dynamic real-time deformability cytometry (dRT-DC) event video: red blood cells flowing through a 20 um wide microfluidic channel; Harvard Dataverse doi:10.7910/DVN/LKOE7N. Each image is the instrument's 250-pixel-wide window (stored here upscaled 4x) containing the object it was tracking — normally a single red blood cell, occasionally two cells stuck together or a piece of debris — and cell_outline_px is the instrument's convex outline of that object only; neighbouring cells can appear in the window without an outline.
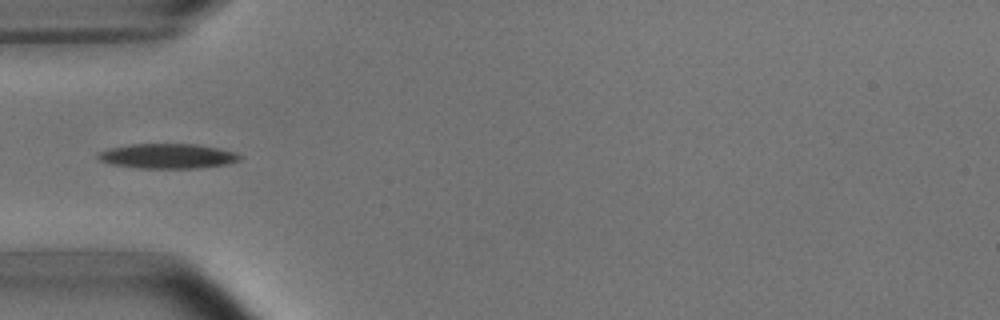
{"species": "common noctule bat (a hibernating species)", "species_latin": "Nyctalus noctula", "temperature_condition": "room temperature", "stored_images_in_passage": 1, "camera_frame_rate_fps": 3000, "um_per_image_px": 0.085, "animal": {"sex": "male", "body_mass_g": 15.6}, "frame": {"image": 1, "passage_image": 1, "time_ms": 0.0, "image_size_px": [1000, 320], "cell_outline_px": [[244, 156], [240, 160], [228, 164], [200, 168], [136, 168], [112, 164], [100, 160], [96, 156], [100, 152], [108, 148], [132, 144], [196, 144], [220, 148], [236, 152]], "centroid_in_image_um": [14.3, 13.27], "position_along_channel_um": 70.7, "area_um2": 20.69}}